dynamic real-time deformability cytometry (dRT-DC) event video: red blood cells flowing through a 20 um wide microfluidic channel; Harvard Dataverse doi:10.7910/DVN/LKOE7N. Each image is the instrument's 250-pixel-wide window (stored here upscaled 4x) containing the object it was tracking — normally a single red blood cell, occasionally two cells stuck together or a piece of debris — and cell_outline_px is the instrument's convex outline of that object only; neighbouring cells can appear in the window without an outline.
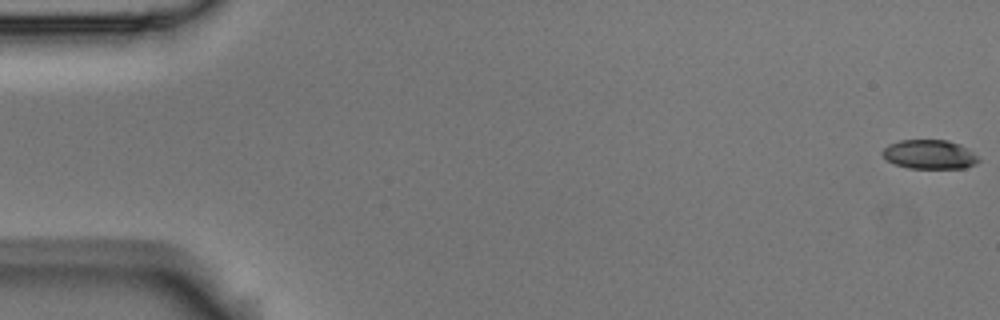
{"species": "Egyptian fruit bat (a non-hibernating species)", "species_latin": "Rousettus aegyptiacus", "temperature_condition": "room temperature", "stored_images_in_passage": 4, "segment_of_instrument_passage": [2, 2], "camera_frame_rate_fps": 3000, "um_per_image_px": 0.085, "animal": {"sex": "male"}, "frame": {"image": 1, "passage_image": 4, "time_ms": 1.0, "image_size_px": [1000, 320], "cell_outline_px": [[980, 160], [976, 164], [964, 168], [908, 168], [896, 164], [888, 160], [880, 152], [888, 144], [900, 140], [948, 140], [960, 144], [972, 152]], "centroid_in_image_um": [79.0, 13.12], "position_along_channel_um": 6.0, "area_um2": 16.24}}